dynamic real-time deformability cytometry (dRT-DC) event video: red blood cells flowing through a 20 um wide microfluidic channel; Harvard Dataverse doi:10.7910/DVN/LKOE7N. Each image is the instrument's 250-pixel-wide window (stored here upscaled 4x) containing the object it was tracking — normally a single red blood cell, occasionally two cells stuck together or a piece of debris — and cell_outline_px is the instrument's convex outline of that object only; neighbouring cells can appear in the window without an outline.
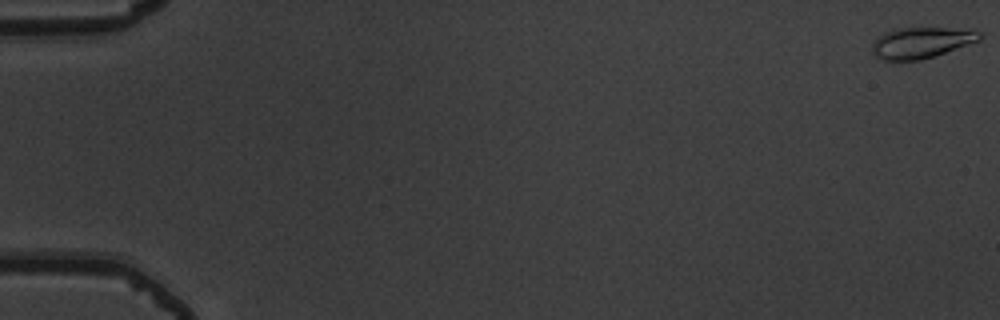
{"species": "common noctule bat (a hibernating species)", "species_latin": "Nyctalus noctula", "temperature_condition": "warm", "stored_images_in_passage": 55, "camera_frame_rate_fps": 3000, "um_per_image_px": 0.085, "animal": {"sex": "male", "body_mass_g": 19.5, "forearm_length_mm": 54.6}, "frame": {"image": 1, "passage_image": 1, "time_ms": 0.0, "image_size_px": [1000, 320], "cell_outline_px": [[984, 36], [980, 40], [936, 56], [920, 60], [880, 60], [872, 52], [872, 44], [884, 32], [892, 28], [972, 28], [984, 32]], "centroid_in_image_um": [78.38, 3.61], "position_along_channel_um": 6.6, "area_um2": 19.83}}
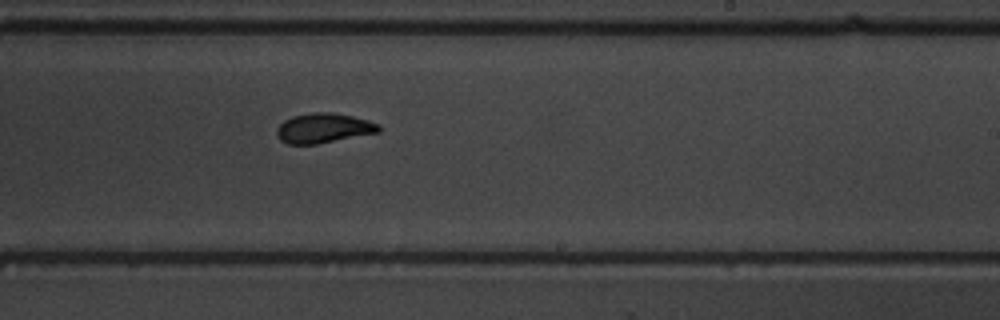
{"frame": {"image": 2, "passage_image": 35, "time_ms": 11.333, "image_size_px": [1000, 320], "cell_outline_px": [[380, 132], [316, 144], [288, 144], [280, 140], [276, 136], [276, 128], [284, 120], [292, 116], [312, 112], [332, 112], [352, 116], [368, 120], [380, 124]], "centroid_in_image_um": [27.48, 10.88], "position_along_channel_um": 261.5, "area_um2": 17.8}}
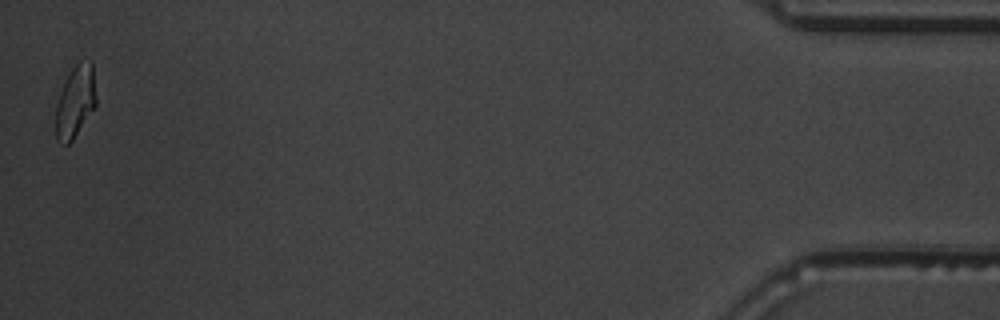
{"frame": {"image": 3, "passage_image": 55, "time_ms": 18.0, "image_size_px": [1000, 320], "cell_outline_px": [[96, 104], [72, 140], [68, 144], [64, 144], [56, 140], [56, 104], [64, 68], [80, 60], [92, 60], [96, 96]], "centroid_in_image_um": [6.36, 8.47], "position_along_channel_um": 428.8, "area_um2": 17.8}, "authors_computed_cell_mechanics": {"area_um2": 17.6868, "velocity_mm_per_s": 3.7755, "shape_relaxation_time_tau1_ms": 3.4917, "shape_relaxation_time_tau2_ms": 1.5979, "deformation_change_tau1": 0.1506, "deformation_change_tau2": 0.0635}}